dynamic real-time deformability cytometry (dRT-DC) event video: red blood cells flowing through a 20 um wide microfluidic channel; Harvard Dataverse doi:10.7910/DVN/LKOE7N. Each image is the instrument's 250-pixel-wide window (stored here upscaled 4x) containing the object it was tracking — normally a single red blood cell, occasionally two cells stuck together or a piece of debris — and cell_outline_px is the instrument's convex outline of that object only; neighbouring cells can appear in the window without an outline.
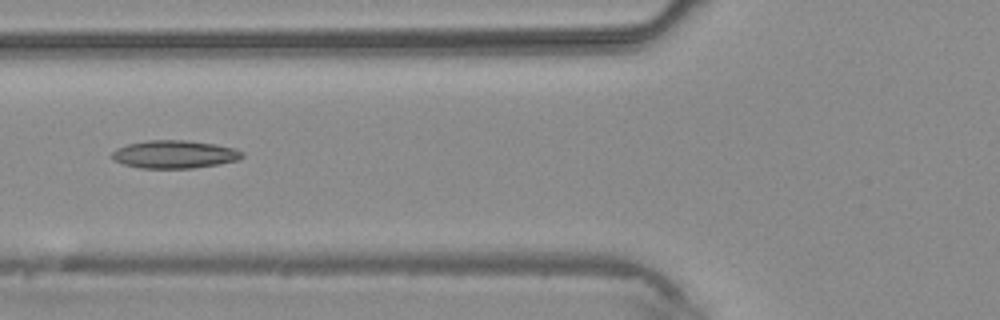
{"species": "common noctule bat (a hibernating species)", "species_latin": "Nyctalus noctula", "temperature_condition": "warm", "stored_images_in_passage": 4, "camera_frame_rate_fps": 3000, "um_per_image_px": 0.085, "animal": {"sex": "male", "body_mass_g": 20.4}, "frame": {"image": 1, "passage_image": 4, "time_ms": 3.333, "image_size_px": [1000, 320], "cell_outline_px": [[244, 156], [236, 160], [220, 164], [192, 168], [140, 168], [124, 164], [116, 160], [112, 156], [112, 152], [116, 148], [128, 144], [148, 140], [188, 140], [216, 144], [236, 148], [244, 152]], "centroid_in_image_um": [14.87, 13.11], "position_along_channel_um": 110.9, "area_um2": 21.21}}